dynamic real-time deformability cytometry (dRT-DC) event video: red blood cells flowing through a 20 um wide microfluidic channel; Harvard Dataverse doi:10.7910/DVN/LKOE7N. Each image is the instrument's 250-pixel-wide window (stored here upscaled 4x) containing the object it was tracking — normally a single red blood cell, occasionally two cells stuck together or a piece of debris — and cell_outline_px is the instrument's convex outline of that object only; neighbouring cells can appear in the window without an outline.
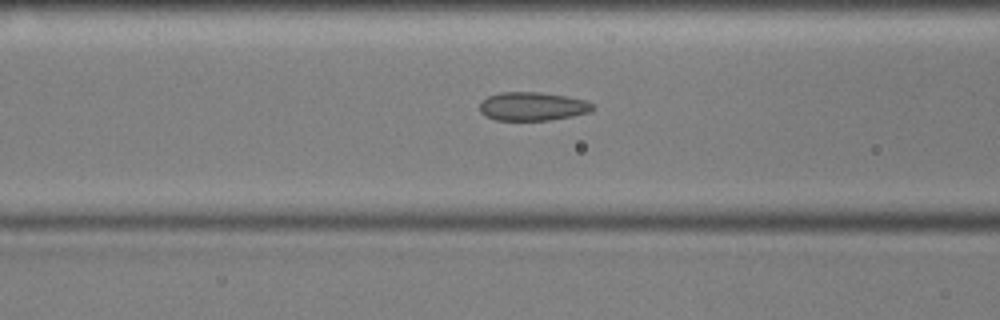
{"species": "common noctule bat (a hibernating species)", "species_latin": "Nyctalus noctula", "temperature_condition": "cold", "stored_images_in_passage": 21, "camera_frame_rate_fps": 3000, "um_per_image_px": 0.085, "animal": {"sex": "male", "body_mass_g": 17.9, "forearm_length_mm": 54.2}, "frame": {"image": 1, "passage_image": 15, "time_ms": 4.667, "image_size_px": [1000, 320], "cell_outline_px": [[596, 108], [588, 112], [572, 116], [548, 120], [496, 120], [484, 116], [480, 112], [480, 104], [488, 96], [500, 92], [540, 92], [564, 96], [584, 100], [592, 104]], "centroid_in_image_um": [45.24, 9.04], "position_along_channel_um": 121.4, "area_um2": 18.67}}
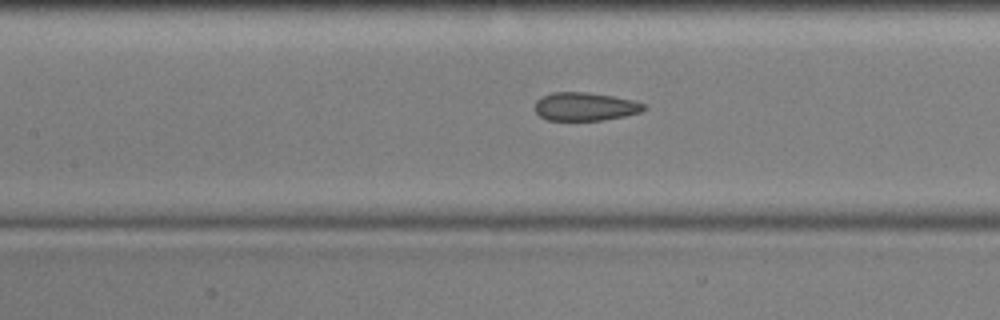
{"frame": {"image": 2, "passage_image": 18, "time_ms": 5.667, "image_size_px": [1000, 320], "cell_outline_px": [[648, 108], [640, 112], [624, 116], [600, 120], [548, 120], [540, 116], [536, 112], [536, 100], [552, 92], [588, 92], [636, 100], [644, 104]], "centroid_in_image_um": [49.77, 9.05], "position_along_channel_um": 157.6, "area_um2": 17.92}}